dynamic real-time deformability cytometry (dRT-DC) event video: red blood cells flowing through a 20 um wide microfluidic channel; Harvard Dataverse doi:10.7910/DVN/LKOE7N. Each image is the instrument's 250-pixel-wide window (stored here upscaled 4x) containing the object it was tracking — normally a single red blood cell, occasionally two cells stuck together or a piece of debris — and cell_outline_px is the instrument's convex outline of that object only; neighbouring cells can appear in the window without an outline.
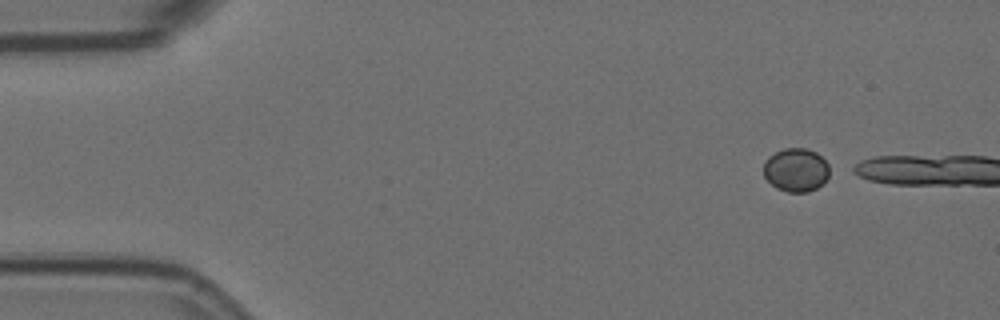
{"species": "Egyptian fruit bat (a non-hibernating species)", "species_latin": "Rousettus aegyptiacus", "temperature_condition": "room temperature", "stored_images_in_passage": 2, "camera_frame_rate_fps": 3000, "um_per_image_px": 0.085, "animal": {"sex": "female"}, "frame": {"image": 1, "passage_image": 1, "time_ms": 0.0, "image_size_px": [1000, 320], "cell_outline_px": [[828, 176], [816, 188], [808, 192], [788, 192], [776, 188], [764, 176], [764, 160], [768, 156], [784, 148], [808, 148], [816, 152], [828, 164]], "centroid_in_image_um": [67.63, 14.43], "position_along_channel_um": 17.4, "area_um2": 16.59}}